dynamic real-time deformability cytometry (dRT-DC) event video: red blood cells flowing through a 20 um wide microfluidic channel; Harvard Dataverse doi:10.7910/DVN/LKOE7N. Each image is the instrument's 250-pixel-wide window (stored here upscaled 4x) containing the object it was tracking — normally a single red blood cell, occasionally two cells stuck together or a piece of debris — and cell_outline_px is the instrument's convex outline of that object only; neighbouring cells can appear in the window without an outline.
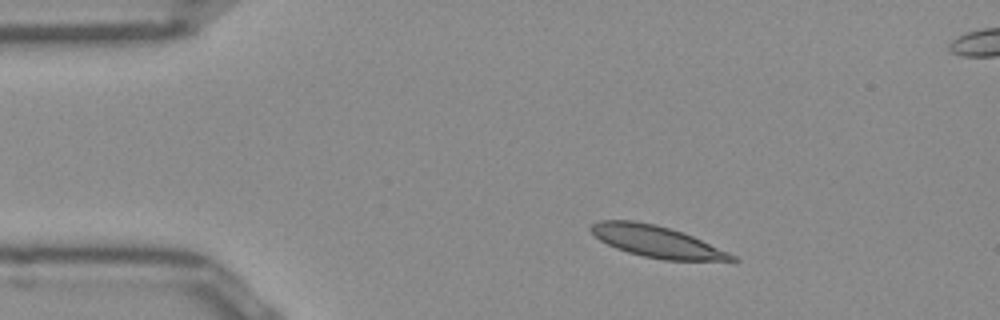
{"species": "Egyptian fruit bat (a non-hibernating species)", "species_latin": "Rousettus aegyptiacus", "temperature_condition": "room temperature", "stored_images_in_passage": 45, "segment_of_instrument_passage": [1, 2], "camera_frame_rate_fps": 3000, "um_per_image_px": 0.085, "frame": {"image": 1, "passage_image": 1, "time_ms": 0.0, "image_size_px": [1000, 320], "cell_outline_px": [[740, 260], [664, 260], [644, 256], [628, 252], [616, 248], [600, 240], [588, 228], [592, 224], [600, 220], [632, 220], [656, 224], [692, 236], [728, 252], [736, 256]], "centroid_in_image_um": [55.77, 20.52], "position_along_channel_um": 29.2, "area_um2": 25.43}}
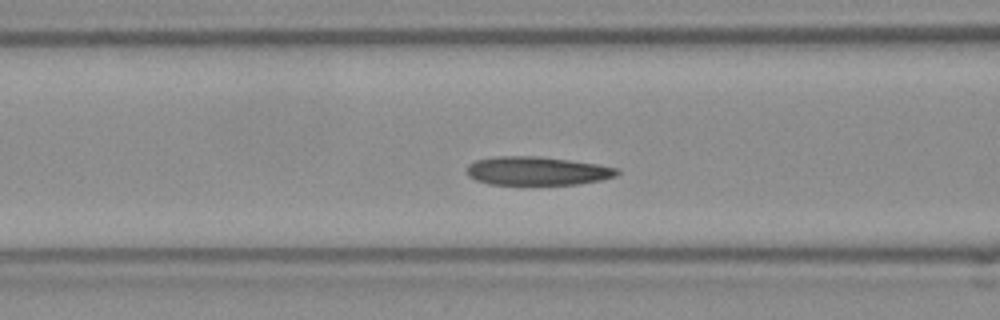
{"frame": {"image": 2, "passage_image": 12, "time_ms": 3.667, "image_size_px": [1000, 320], "cell_outline_px": [[620, 172], [616, 176], [600, 180], [580, 184], [488, 184], [476, 180], [468, 176], [468, 164], [476, 160], [496, 156], [532, 156], [568, 160], [596, 164], [620, 168]], "centroid_in_image_um": [45.66, 14.53], "position_along_channel_um": 120.9, "area_um2": 24.85}}
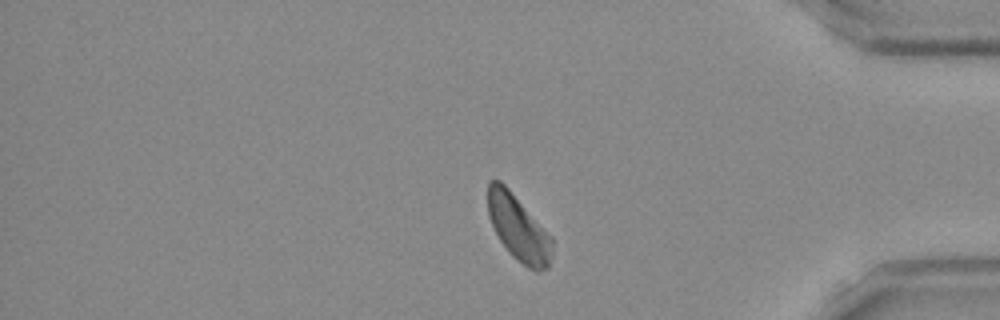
{"frame": {"image": 3, "passage_image": 35, "time_ms": 11.333, "image_size_px": [1000, 320], "cell_outline_px": [[552, 256], [548, 268], [540, 272], [536, 272], [528, 268], [516, 260], [508, 252], [500, 240], [488, 216], [488, 180], [500, 180], [508, 188], [552, 236]], "centroid_in_image_um": [44.08, 19.42], "position_along_channel_um": 391.1, "area_um2": 24.68}}